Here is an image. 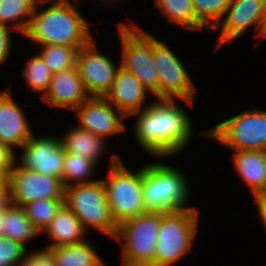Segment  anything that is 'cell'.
I'll use <instances>...</instances> for the list:
<instances>
[{
  "instance_id": "d590c367",
  "label": "cell",
  "mask_w": 266,
  "mask_h": 266,
  "mask_svg": "<svg viewBox=\"0 0 266 266\" xmlns=\"http://www.w3.org/2000/svg\"><path fill=\"white\" fill-rule=\"evenodd\" d=\"M11 199L9 194L8 184L6 183L0 188V213L4 212L5 209L10 205Z\"/></svg>"
},
{
  "instance_id": "5b68a950",
  "label": "cell",
  "mask_w": 266,
  "mask_h": 266,
  "mask_svg": "<svg viewBox=\"0 0 266 266\" xmlns=\"http://www.w3.org/2000/svg\"><path fill=\"white\" fill-rule=\"evenodd\" d=\"M64 204L80 220L85 230L93 227L114 239L117 236L119 225L112 216L102 180L66 187Z\"/></svg>"
},
{
  "instance_id": "83f0119b",
  "label": "cell",
  "mask_w": 266,
  "mask_h": 266,
  "mask_svg": "<svg viewBox=\"0 0 266 266\" xmlns=\"http://www.w3.org/2000/svg\"><path fill=\"white\" fill-rule=\"evenodd\" d=\"M63 205L64 199H42L28 203L22 208L27 218L41 233L50 225Z\"/></svg>"
},
{
  "instance_id": "8fae6325",
  "label": "cell",
  "mask_w": 266,
  "mask_h": 266,
  "mask_svg": "<svg viewBox=\"0 0 266 266\" xmlns=\"http://www.w3.org/2000/svg\"><path fill=\"white\" fill-rule=\"evenodd\" d=\"M14 162L8 173L7 184L11 203L24 205L46 199H64L65 187L61 178L42 175L34 170L23 168Z\"/></svg>"
},
{
  "instance_id": "4dcf8cb0",
  "label": "cell",
  "mask_w": 266,
  "mask_h": 266,
  "mask_svg": "<svg viewBox=\"0 0 266 266\" xmlns=\"http://www.w3.org/2000/svg\"><path fill=\"white\" fill-rule=\"evenodd\" d=\"M27 247L9 238L0 237V265L1 266H20Z\"/></svg>"
},
{
  "instance_id": "4fadbf2b",
  "label": "cell",
  "mask_w": 266,
  "mask_h": 266,
  "mask_svg": "<svg viewBox=\"0 0 266 266\" xmlns=\"http://www.w3.org/2000/svg\"><path fill=\"white\" fill-rule=\"evenodd\" d=\"M96 47L92 40L79 50L77 68L88 95L105 97L112 87L120 64L117 67L107 56L97 52Z\"/></svg>"
},
{
  "instance_id": "4316f807",
  "label": "cell",
  "mask_w": 266,
  "mask_h": 266,
  "mask_svg": "<svg viewBox=\"0 0 266 266\" xmlns=\"http://www.w3.org/2000/svg\"><path fill=\"white\" fill-rule=\"evenodd\" d=\"M40 56L54 73L77 67V57L81 48L62 45H42Z\"/></svg>"
},
{
  "instance_id": "8d00e7d4",
  "label": "cell",
  "mask_w": 266,
  "mask_h": 266,
  "mask_svg": "<svg viewBox=\"0 0 266 266\" xmlns=\"http://www.w3.org/2000/svg\"><path fill=\"white\" fill-rule=\"evenodd\" d=\"M3 222H4V212L0 213V237H4V229L3 227Z\"/></svg>"
},
{
  "instance_id": "9a60e30c",
  "label": "cell",
  "mask_w": 266,
  "mask_h": 266,
  "mask_svg": "<svg viewBox=\"0 0 266 266\" xmlns=\"http://www.w3.org/2000/svg\"><path fill=\"white\" fill-rule=\"evenodd\" d=\"M113 107L104 97H90L74 110L80 121L77 127L105 139L125 131L121 121L125 116L120 111L117 115Z\"/></svg>"
},
{
  "instance_id": "277c9868",
  "label": "cell",
  "mask_w": 266,
  "mask_h": 266,
  "mask_svg": "<svg viewBox=\"0 0 266 266\" xmlns=\"http://www.w3.org/2000/svg\"><path fill=\"white\" fill-rule=\"evenodd\" d=\"M107 181L102 180L107 202L116 223H121L146 213L143 202V168L136 173L123 166L118 155H111Z\"/></svg>"
},
{
  "instance_id": "ffe728a7",
  "label": "cell",
  "mask_w": 266,
  "mask_h": 266,
  "mask_svg": "<svg viewBox=\"0 0 266 266\" xmlns=\"http://www.w3.org/2000/svg\"><path fill=\"white\" fill-rule=\"evenodd\" d=\"M54 242L46 248L61 247L80 244L84 241V229L80 220L64 204L57 212L50 225L44 230Z\"/></svg>"
},
{
  "instance_id": "7a4b0ae2",
  "label": "cell",
  "mask_w": 266,
  "mask_h": 266,
  "mask_svg": "<svg viewBox=\"0 0 266 266\" xmlns=\"http://www.w3.org/2000/svg\"><path fill=\"white\" fill-rule=\"evenodd\" d=\"M77 3L54 2L41 12L37 3L24 35L39 45L87 46L93 39L89 23L76 9Z\"/></svg>"
},
{
  "instance_id": "30bf717a",
  "label": "cell",
  "mask_w": 266,
  "mask_h": 266,
  "mask_svg": "<svg viewBox=\"0 0 266 266\" xmlns=\"http://www.w3.org/2000/svg\"><path fill=\"white\" fill-rule=\"evenodd\" d=\"M153 59L158 71V100H184L190 106L196 88L182 61L163 42L153 37Z\"/></svg>"
},
{
  "instance_id": "7c38bea8",
  "label": "cell",
  "mask_w": 266,
  "mask_h": 266,
  "mask_svg": "<svg viewBox=\"0 0 266 266\" xmlns=\"http://www.w3.org/2000/svg\"><path fill=\"white\" fill-rule=\"evenodd\" d=\"M226 18L219 21L213 28H221L217 46L231 43L242 35L250 26L255 27V33L266 37V0H231Z\"/></svg>"
},
{
  "instance_id": "d6a6232c",
  "label": "cell",
  "mask_w": 266,
  "mask_h": 266,
  "mask_svg": "<svg viewBox=\"0 0 266 266\" xmlns=\"http://www.w3.org/2000/svg\"><path fill=\"white\" fill-rule=\"evenodd\" d=\"M15 151H12L8 146L0 143V171L7 177L9 171L17 160Z\"/></svg>"
},
{
  "instance_id": "8992f818",
  "label": "cell",
  "mask_w": 266,
  "mask_h": 266,
  "mask_svg": "<svg viewBox=\"0 0 266 266\" xmlns=\"http://www.w3.org/2000/svg\"><path fill=\"white\" fill-rule=\"evenodd\" d=\"M198 219L196 208L161 213V226L152 266L173 265L189 253L198 232Z\"/></svg>"
},
{
  "instance_id": "1f68e13d",
  "label": "cell",
  "mask_w": 266,
  "mask_h": 266,
  "mask_svg": "<svg viewBox=\"0 0 266 266\" xmlns=\"http://www.w3.org/2000/svg\"><path fill=\"white\" fill-rule=\"evenodd\" d=\"M20 266H56L52 252L45 248L25 254Z\"/></svg>"
},
{
  "instance_id": "e0dca14e",
  "label": "cell",
  "mask_w": 266,
  "mask_h": 266,
  "mask_svg": "<svg viewBox=\"0 0 266 266\" xmlns=\"http://www.w3.org/2000/svg\"><path fill=\"white\" fill-rule=\"evenodd\" d=\"M24 111L12 98L9 90L0 92V143L14 151L21 148L32 136Z\"/></svg>"
},
{
  "instance_id": "d6986e66",
  "label": "cell",
  "mask_w": 266,
  "mask_h": 266,
  "mask_svg": "<svg viewBox=\"0 0 266 266\" xmlns=\"http://www.w3.org/2000/svg\"><path fill=\"white\" fill-rule=\"evenodd\" d=\"M235 169L252 193L266 191V151L238 150L233 152Z\"/></svg>"
},
{
  "instance_id": "6da1fadb",
  "label": "cell",
  "mask_w": 266,
  "mask_h": 266,
  "mask_svg": "<svg viewBox=\"0 0 266 266\" xmlns=\"http://www.w3.org/2000/svg\"><path fill=\"white\" fill-rule=\"evenodd\" d=\"M132 115L138 144L148 154L164 157L175 155L186 147L192 134L189 115L174 100H158Z\"/></svg>"
},
{
  "instance_id": "e575fe53",
  "label": "cell",
  "mask_w": 266,
  "mask_h": 266,
  "mask_svg": "<svg viewBox=\"0 0 266 266\" xmlns=\"http://www.w3.org/2000/svg\"><path fill=\"white\" fill-rule=\"evenodd\" d=\"M255 204L257 205L259 216L266 228V191L254 193Z\"/></svg>"
},
{
  "instance_id": "ac0fdd59",
  "label": "cell",
  "mask_w": 266,
  "mask_h": 266,
  "mask_svg": "<svg viewBox=\"0 0 266 266\" xmlns=\"http://www.w3.org/2000/svg\"><path fill=\"white\" fill-rule=\"evenodd\" d=\"M147 94L148 90L141 82L132 73L120 67L111 89L104 98L117 108L116 111L127 117L143 109Z\"/></svg>"
},
{
  "instance_id": "836d02e7",
  "label": "cell",
  "mask_w": 266,
  "mask_h": 266,
  "mask_svg": "<svg viewBox=\"0 0 266 266\" xmlns=\"http://www.w3.org/2000/svg\"><path fill=\"white\" fill-rule=\"evenodd\" d=\"M9 29V26L0 24V64L6 61L12 46Z\"/></svg>"
},
{
  "instance_id": "f1b7e54d",
  "label": "cell",
  "mask_w": 266,
  "mask_h": 266,
  "mask_svg": "<svg viewBox=\"0 0 266 266\" xmlns=\"http://www.w3.org/2000/svg\"><path fill=\"white\" fill-rule=\"evenodd\" d=\"M22 75L26 78L27 87L35 92L46 94L53 73L50 71L42 57L37 54L29 59Z\"/></svg>"
},
{
  "instance_id": "3957f363",
  "label": "cell",
  "mask_w": 266,
  "mask_h": 266,
  "mask_svg": "<svg viewBox=\"0 0 266 266\" xmlns=\"http://www.w3.org/2000/svg\"><path fill=\"white\" fill-rule=\"evenodd\" d=\"M175 167L155 163L143 167L142 193L146 212L172 213L186 207L189 183Z\"/></svg>"
},
{
  "instance_id": "44dd1931",
  "label": "cell",
  "mask_w": 266,
  "mask_h": 266,
  "mask_svg": "<svg viewBox=\"0 0 266 266\" xmlns=\"http://www.w3.org/2000/svg\"><path fill=\"white\" fill-rule=\"evenodd\" d=\"M64 136L60 139L64 152L77 154L98 163L105 151V138L78 127H73Z\"/></svg>"
},
{
  "instance_id": "9c48e42d",
  "label": "cell",
  "mask_w": 266,
  "mask_h": 266,
  "mask_svg": "<svg viewBox=\"0 0 266 266\" xmlns=\"http://www.w3.org/2000/svg\"><path fill=\"white\" fill-rule=\"evenodd\" d=\"M202 136L214 139L232 151H266V111L253 108L217 124Z\"/></svg>"
},
{
  "instance_id": "74e56055",
  "label": "cell",
  "mask_w": 266,
  "mask_h": 266,
  "mask_svg": "<svg viewBox=\"0 0 266 266\" xmlns=\"http://www.w3.org/2000/svg\"><path fill=\"white\" fill-rule=\"evenodd\" d=\"M7 183V177L0 171V188Z\"/></svg>"
},
{
  "instance_id": "f35d334b",
  "label": "cell",
  "mask_w": 266,
  "mask_h": 266,
  "mask_svg": "<svg viewBox=\"0 0 266 266\" xmlns=\"http://www.w3.org/2000/svg\"><path fill=\"white\" fill-rule=\"evenodd\" d=\"M36 1L38 4L41 3V5H44L46 2L48 3V1H53L54 3L55 0H36ZM55 2H70V1L69 0H56Z\"/></svg>"
},
{
  "instance_id": "d4e9b609",
  "label": "cell",
  "mask_w": 266,
  "mask_h": 266,
  "mask_svg": "<svg viewBox=\"0 0 266 266\" xmlns=\"http://www.w3.org/2000/svg\"><path fill=\"white\" fill-rule=\"evenodd\" d=\"M36 4V0H0V24L8 26V24L20 20L14 22L12 27L15 31L24 34ZM26 17L29 18L26 19ZM23 19L26 20L22 21Z\"/></svg>"
},
{
  "instance_id": "ba28073f",
  "label": "cell",
  "mask_w": 266,
  "mask_h": 266,
  "mask_svg": "<svg viewBox=\"0 0 266 266\" xmlns=\"http://www.w3.org/2000/svg\"><path fill=\"white\" fill-rule=\"evenodd\" d=\"M118 23L122 46L120 67L132 73L141 84L158 98V71L153 59V36L136 27Z\"/></svg>"
},
{
  "instance_id": "cb8c5ba5",
  "label": "cell",
  "mask_w": 266,
  "mask_h": 266,
  "mask_svg": "<svg viewBox=\"0 0 266 266\" xmlns=\"http://www.w3.org/2000/svg\"><path fill=\"white\" fill-rule=\"evenodd\" d=\"M155 6L169 23H177L188 30H202L204 26L197 19L192 0H155Z\"/></svg>"
},
{
  "instance_id": "2e32d148",
  "label": "cell",
  "mask_w": 266,
  "mask_h": 266,
  "mask_svg": "<svg viewBox=\"0 0 266 266\" xmlns=\"http://www.w3.org/2000/svg\"><path fill=\"white\" fill-rule=\"evenodd\" d=\"M43 100L52 107L75 110L88 100V95L77 67L54 73Z\"/></svg>"
},
{
  "instance_id": "603a6c76",
  "label": "cell",
  "mask_w": 266,
  "mask_h": 266,
  "mask_svg": "<svg viewBox=\"0 0 266 266\" xmlns=\"http://www.w3.org/2000/svg\"><path fill=\"white\" fill-rule=\"evenodd\" d=\"M47 249L52 252L56 266H106L87 240L76 245Z\"/></svg>"
},
{
  "instance_id": "7402d4cb",
  "label": "cell",
  "mask_w": 266,
  "mask_h": 266,
  "mask_svg": "<svg viewBox=\"0 0 266 266\" xmlns=\"http://www.w3.org/2000/svg\"><path fill=\"white\" fill-rule=\"evenodd\" d=\"M4 237L26 247V243L41 234L31 221L27 218L24 210L20 206L12 203L4 211Z\"/></svg>"
},
{
  "instance_id": "5bb4252c",
  "label": "cell",
  "mask_w": 266,
  "mask_h": 266,
  "mask_svg": "<svg viewBox=\"0 0 266 266\" xmlns=\"http://www.w3.org/2000/svg\"><path fill=\"white\" fill-rule=\"evenodd\" d=\"M20 165L42 175L62 177L65 152L60 138L33 135L22 147Z\"/></svg>"
},
{
  "instance_id": "484cf974",
  "label": "cell",
  "mask_w": 266,
  "mask_h": 266,
  "mask_svg": "<svg viewBox=\"0 0 266 266\" xmlns=\"http://www.w3.org/2000/svg\"><path fill=\"white\" fill-rule=\"evenodd\" d=\"M97 163L88 158L82 157L77 154L65 152V159L62 172V183L64 187H68L71 181L75 184L91 183L97 180H88L92 177Z\"/></svg>"
},
{
  "instance_id": "f546056e",
  "label": "cell",
  "mask_w": 266,
  "mask_h": 266,
  "mask_svg": "<svg viewBox=\"0 0 266 266\" xmlns=\"http://www.w3.org/2000/svg\"><path fill=\"white\" fill-rule=\"evenodd\" d=\"M231 0H192L197 19L213 29L225 16Z\"/></svg>"
},
{
  "instance_id": "52a82bcc",
  "label": "cell",
  "mask_w": 266,
  "mask_h": 266,
  "mask_svg": "<svg viewBox=\"0 0 266 266\" xmlns=\"http://www.w3.org/2000/svg\"><path fill=\"white\" fill-rule=\"evenodd\" d=\"M160 226L159 212H146L119 225L115 239L123 247V266L153 265Z\"/></svg>"
}]
</instances>
